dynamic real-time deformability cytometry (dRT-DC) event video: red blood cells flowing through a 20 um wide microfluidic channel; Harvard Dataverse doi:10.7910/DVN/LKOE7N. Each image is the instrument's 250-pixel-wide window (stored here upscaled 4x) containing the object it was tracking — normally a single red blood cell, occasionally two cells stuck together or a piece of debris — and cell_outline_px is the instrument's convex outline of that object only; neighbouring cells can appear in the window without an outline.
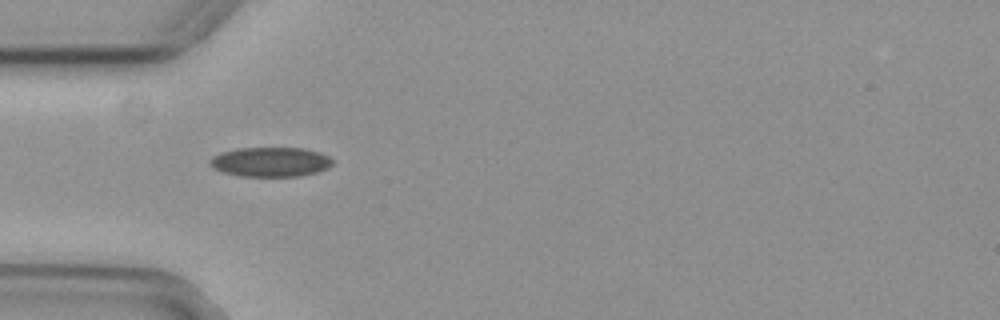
{"species": "common noctule bat (a hibernating species)", "species_latin": "Nyctalus noctula", "temperature_condition": "cold", "stored_images_in_passage": 10, "camera_frame_rate_fps": 3000, "um_per_image_px": 0.085, "animal": {"sex": "female", "body_mass_g": 29.2, "forearm_length_mm": 56.3}, "frame": {"image": 1, "passage_image": 1, "time_ms": 0.0, "image_size_px": [1000, 320], "cell_outline_px": [[332, 164], [328, 168], [316, 172], [300, 176], [240, 176], [224, 172], [212, 168], [208, 164], [208, 160], [212, 156], [220, 152], [240, 148], [304, 148], [320, 152], [328, 156], [332, 160]], "centroid_in_image_um": [22.96, 13.76], "position_along_channel_um": 62.0, "area_um2": 21.21}}
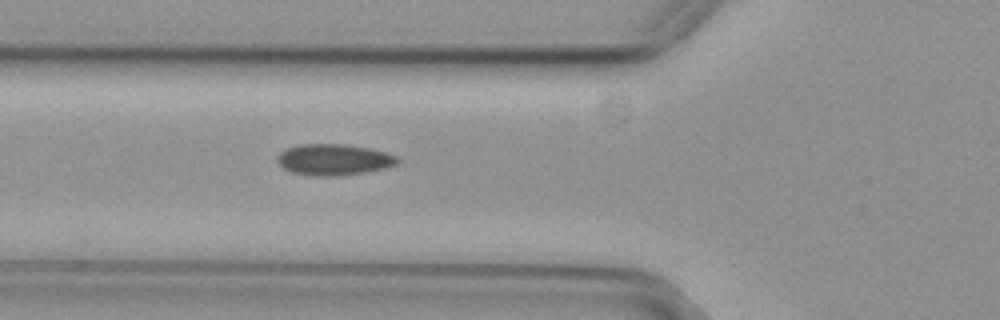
{"frame": {"image": 2, "passage_image": 4, "time_ms": 1.0, "image_size_px": [1000, 320], "cell_outline_px": [[400, 160], [396, 164], [384, 168], [364, 172], [332, 176], [312, 176], [292, 172], [284, 168], [276, 160], [276, 156], [280, 152], [288, 148], [300, 144], [348, 144], [368, 148], [384, 152], [396, 156]], "centroid_in_image_um": [28.34, 13.56], "position_along_channel_um": 97.5, "area_um2": 21.68}}
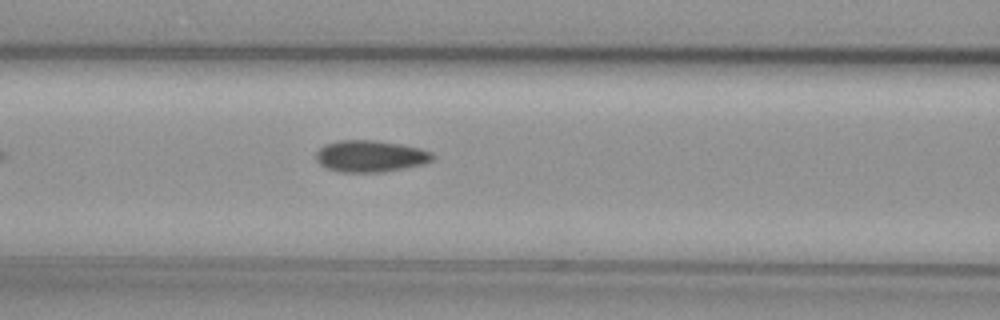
{"frame": {"image": 3, "passage_image": 7, "time_ms": 2.0, "image_size_px": [1000, 320], "cell_outline_px": [[436, 156], [432, 160], [424, 164], [384, 172], [340, 172], [328, 168], [320, 164], [316, 160], [316, 152], [324, 144], [336, 140], [376, 140], [400, 144], [420, 148], [432, 152]], "centroid_in_image_um": [31.49, 13.27], "position_along_channel_um": 135.1, "area_um2": 21.68}}